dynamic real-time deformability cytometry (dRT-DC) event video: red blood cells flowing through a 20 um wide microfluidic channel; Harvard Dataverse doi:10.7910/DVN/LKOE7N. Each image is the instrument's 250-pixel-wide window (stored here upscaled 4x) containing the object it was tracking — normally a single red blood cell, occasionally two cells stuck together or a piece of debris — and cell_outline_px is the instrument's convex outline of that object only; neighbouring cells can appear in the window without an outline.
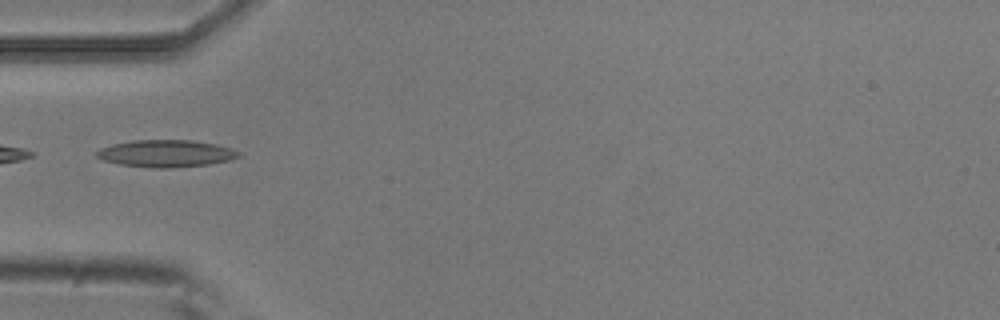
{"species": "common noctule bat (a hibernating species)", "species_latin": "Nyctalus noctula", "temperature_condition": "room temperature", "stored_images_in_passage": 5, "camera_frame_rate_fps": 3000, "um_per_image_px": 0.085, "animal": {"sex": "male", "body_mass_g": 20.5, "forearm_length_mm": 52.5}, "frame": {"image": 1, "passage_image": 5, "time_ms": 1.333, "image_size_px": [1000, 320], "cell_outline_px": [[240, 156], [232, 160], [208, 164], [172, 168], [152, 168], [120, 164], [104, 160], [96, 156], [92, 152], [100, 148], [112, 144], [132, 140], [192, 140], [216, 144], [232, 148], [240, 152]], "centroid_in_image_um": [14.1, 13.04], "position_along_channel_um": 70.9, "area_um2": 22.66}}